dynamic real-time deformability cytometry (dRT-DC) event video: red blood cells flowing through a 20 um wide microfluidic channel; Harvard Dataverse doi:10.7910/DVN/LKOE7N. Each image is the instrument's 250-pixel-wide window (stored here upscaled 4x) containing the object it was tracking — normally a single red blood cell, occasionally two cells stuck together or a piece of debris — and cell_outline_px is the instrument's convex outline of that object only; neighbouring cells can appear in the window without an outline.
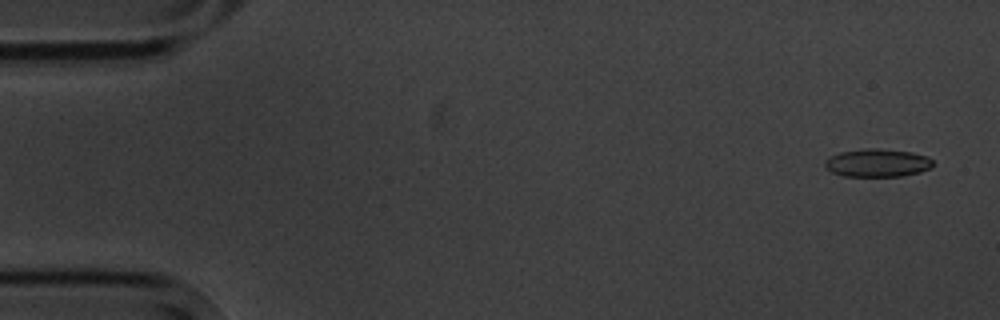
{"species": "common noctule bat (a hibernating species)", "species_latin": "Nyctalus noctula", "temperature_condition": "cold", "stored_images_in_passage": 5, "camera_frame_rate_fps": 3000, "um_per_image_px": 0.085, "animal": {"sex": "male", "body_mass_g": 20.1, "forearm_length_mm": 53.5}, "frame": {"image": 1, "passage_image": 1, "time_ms": 0.0, "image_size_px": [1000, 320], "cell_outline_px": [[932, 168], [920, 172], [900, 176], [844, 176], [832, 172], [824, 164], [824, 160], [840, 152], [868, 148], [880, 148], [912, 152], [928, 156], [932, 160]], "centroid_in_image_um": [74.61, 13.84], "position_along_channel_um": 10.4, "area_um2": 17.63}}
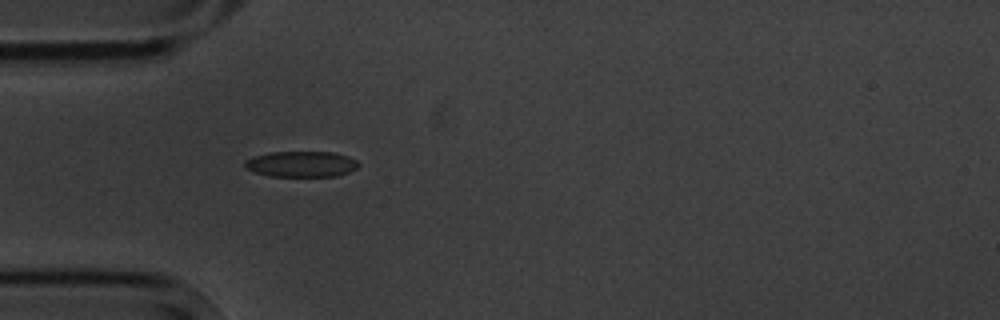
{"frame": {"image": 2, "passage_image": 5, "time_ms": 4.667, "image_size_px": [1000, 320], "cell_outline_px": [[360, 164], [356, 168], [348, 172], [336, 176], [268, 176], [252, 172], [244, 168], [244, 160], [252, 156], [272, 152], [332, 152], [348, 156], [356, 160]], "centroid_in_image_um": [25.55, 13.95], "position_along_channel_um": 59.4, "area_um2": 17.22}}